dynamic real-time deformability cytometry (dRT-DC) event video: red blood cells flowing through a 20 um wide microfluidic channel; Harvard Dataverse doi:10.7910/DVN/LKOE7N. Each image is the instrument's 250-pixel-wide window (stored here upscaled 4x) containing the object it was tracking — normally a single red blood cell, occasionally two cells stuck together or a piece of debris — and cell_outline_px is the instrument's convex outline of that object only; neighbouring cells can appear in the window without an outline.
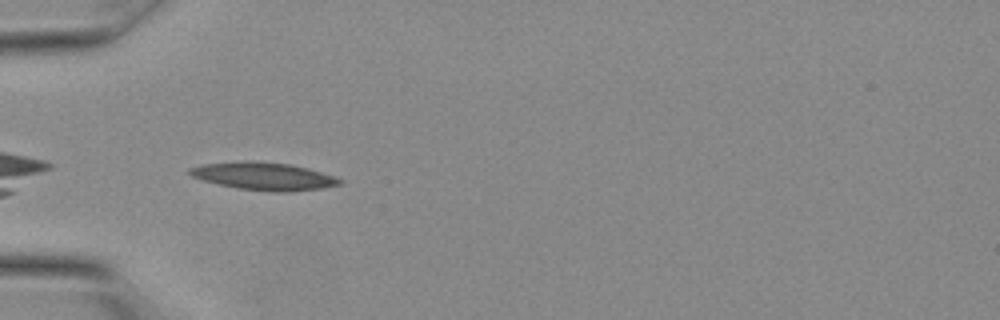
{"species": "Egyptian fruit bat (a non-hibernating species)", "species_latin": "Rousettus aegyptiacus", "temperature_condition": "warm", "stored_images_in_passage": 6, "camera_frame_rate_fps": 3000, "um_per_image_px": 0.085, "animal": {"sex": "female"}, "frame": {"image": 1, "passage_image": 1, "time_ms": 0.0, "image_size_px": [1000, 320], "cell_outline_px": [[344, 180], [340, 184], [324, 188], [276, 192], [240, 188], [220, 184], [204, 180], [192, 176], [188, 172], [188, 168], [200, 164], [244, 160], [252, 160], [288, 164], [308, 168]], "centroid_in_image_um": [22.38, 14.95], "position_along_channel_um": 62.6, "area_um2": 23.93}}